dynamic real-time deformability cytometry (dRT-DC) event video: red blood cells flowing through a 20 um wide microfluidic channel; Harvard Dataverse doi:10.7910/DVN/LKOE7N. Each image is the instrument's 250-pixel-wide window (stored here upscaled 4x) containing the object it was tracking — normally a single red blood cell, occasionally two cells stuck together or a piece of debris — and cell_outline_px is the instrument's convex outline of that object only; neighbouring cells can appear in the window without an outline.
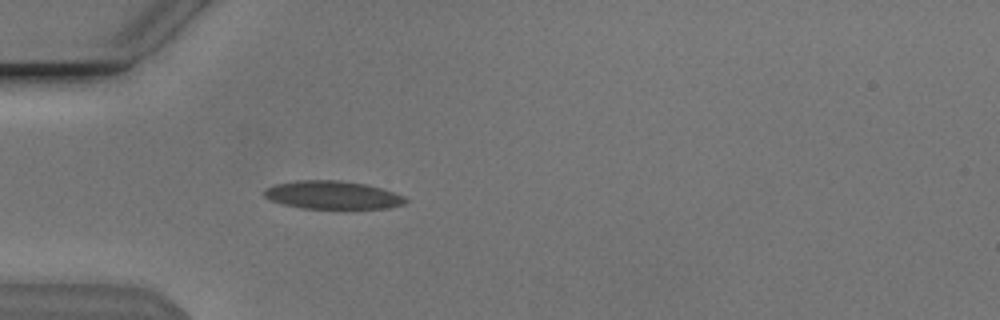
{"species": "Egyptian fruit bat (a non-hibernating species)", "species_latin": "Rousettus aegyptiacus", "temperature_condition": "cold", "stored_images_in_passage": 9, "camera_frame_rate_fps": 3000, "um_per_image_px": 0.085, "animal": {"sex": "male"}, "frame": {"image": 1, "passage_image": 3, "time_ms": 0.667, "image_size_px": [1000, 320], "cell_outline_px": [[408, 200], [404, 204], [388, 208], [300, 208], [280, 204], [264, 196], [264, 192], [268, 188], [276, 184], [300, 180], [332, 180], [364, 184], [380, 188], [404, 196]], "centroid_in_image_um": [28.26, 16.59], "position_along_channel_um": 56.7, "area_um2": 22.77}}